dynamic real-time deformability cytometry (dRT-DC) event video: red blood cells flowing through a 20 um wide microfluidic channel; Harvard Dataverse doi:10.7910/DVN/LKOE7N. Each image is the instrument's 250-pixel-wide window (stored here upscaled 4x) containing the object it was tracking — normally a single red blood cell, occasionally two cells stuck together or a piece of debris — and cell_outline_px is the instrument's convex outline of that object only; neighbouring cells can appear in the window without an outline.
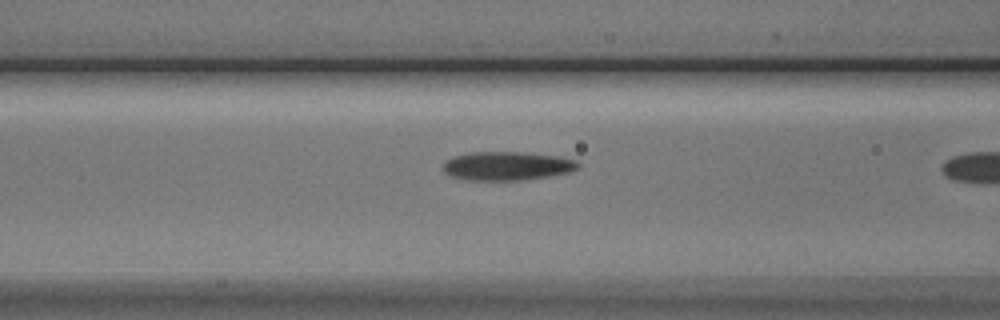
{"species": "Egyptian fruit bat (a non-hibernating species)", "species_latin": "Rousettus aegyptiacus", "temperature_condition": "cold", "stored_images_in_passage": 10, "camera_frame_rate_fps": 3000, "um_per_image_px": 0.085, "animal": {"sex": "male"}, "frame": {"image": 1, "passage_image": 9, "time_ms": 2.667, "image_size_px": [1000, 320], "cell_outline_px": [[580, 168], [568, 172], [548, 176], [524, 180], [464, 180], [448, 176], [444, 172], [444, 164], [448, 160], [456, 156], [472, 152], [524, 152], [560, 156], [580, 160]], "centroid_in_image_um": [43.15, 14.11], "position_along_channel_um": 123.4, "area_um2": 22.77}}